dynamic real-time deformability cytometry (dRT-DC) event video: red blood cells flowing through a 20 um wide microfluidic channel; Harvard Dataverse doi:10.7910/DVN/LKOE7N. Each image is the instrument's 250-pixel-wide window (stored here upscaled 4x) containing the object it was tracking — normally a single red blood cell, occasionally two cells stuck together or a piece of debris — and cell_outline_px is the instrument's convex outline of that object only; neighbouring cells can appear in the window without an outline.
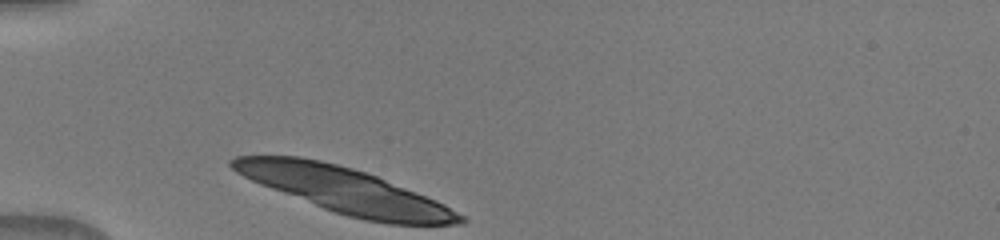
{"species": "human", "species_latin": "Homo sapiens", "temperature_condition": "warm", "stored_images_in_passage": 30, "camera_frame_rate_fps": 3000, "um_per_image_px": 0.085, "donor": {"sex": "male"}, "frame": {"image": 1, "passage_image": 1, "time_ms": 0.0, "image_size_px": [1000, 240], "cell_outline_px": [[468, 220], [464, 224], [388, 224], [364, 220], [348, 216], [324, 208], [260, 184], [236, 172], [228, 164], [228, 160], [236, 156], [300, 156], [320, 160], [352, 168], [376, 176], [436, 200], [444, 204], [464, 216]], "centroid_in_image_um": [29.32, 16.18], "position_along_channel_um": 55.7, "area_um2": 59.42}}